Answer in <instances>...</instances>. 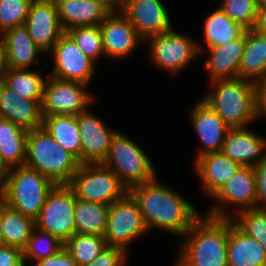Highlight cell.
<instances>
[{
  "label": "cell",
  "instance_id": "1",
  "mask_svg": "<svg viewBox=\"0 0 266 266\" xmlns=\"http://www.w3.org/2000/svg\"><path fill=\"white\" fill-rule=\"evenodd\" d=\"M159 182L156 177L129 192L137 200L148 231L156 228L183 236L201 215L180 193Z\"/></svg>",
  "mask_w": 266,
  "mask_h": 266
},
{
  "label": "cell",
  "instance_id": "2",
  "mask_svg": "<svg viewBox=\"0 0 266 266\" xmlns=\"http://www.w3.org/2000/svg\"><path fill=\"white\" fill-rule=\"evenodd\" d=\"M228 234L229 219L201 215L183 235L174 266H227Z\"/></svg>",
  "mask_w": 266,
  "mask_h": 266
},
{
  "label": "cell",
  "instance_id": "3",
  "mask_svg": "<svg viewBox=\"0 0 266 266\" xmlns=\"http://www.w3.org/2000/svg\"><path fill=\"white\" fill-rule=\"evenodd\" d=\"M212 91L203 99L229 128L248 127L255 122L254 83L242 78L210 82Z\"/></svg>",
  "mask_w": 266,
  "mask_h": 266
},
{
  "label": "cell",
  "instance_id": "4",
  "mask_svg": "<svg viewBox=\"0 0 266 266\" xmlns=\"http://www.w3.org/2000/svg\"><path fill=\"white\" fill-rule=\"evenodd\" d=\"M24 165L47 176L55 184H68L80 162L40 127L28 131Z\"/></svg>",
  "mask_w": 266,
  "mask_h": 266
},
{
  "label": "cell",
  "instance_id": "5",
  "mask_svg": "<svg viewBox=\"0 0 266 266\" xmlns=\"http://www.w3.org/2000/svg\"><path fill=\"white\" fill-rule=\"evenodd\" d=\"M55 185L47 176L23 165L8 170L0 193L8 206L35 220Z\"/></svg>",
  "mask_w": 266,
  "mask_h": 266
},
{
  "label": "cell",
  "instance_id": "6",
  "mask_svg": "<svg viewBox=\"0 0 266 266\" xmlns=\"http://www.w3.org/2000/svg\"><path fill=\"white\" fill-rule=\"evenodd\" d=\"M102 164L112 169L128 190L157 177L146 152L137 142L119 131L113 137L108 155Z\"/></svg>",
  "mask_w": 266,
  "mask_h": 266
},
{
  "label": "cell",
  "instance_id": "7",
  "mask_svg": "<svg viewBox=\"0 0 266 266\" xmlns=\"http://www.w3.org/2000/svg\"><path fill=\"white\" fill-rule=\"evenodd\" d=\"M67 185L76 198L98 204L110 205L129 192L118 175L102 163L80 164Z\"/></svg>",
  "mask_w": 266,
  "mask_h": 266
},
{
  "label": "cell",
  "instance_id": "8",
  "mask_svg": "<svg viewBox=\"0 0 266 266\" xmlns=\"http://www.w3.org/2000/svg\"><path fill=\"white\" fill-rule=\"evenodd\" d=\"M76 196L67 184H56L48 193L35 219V227L65 243L76 233L74 209Z\"/></svg>",
  "mask_w": 266,
  "mask_h": 266
},
{
  "label": "cell",
  "instance_id": "9",
  "mask_svg": "<svg viewBox=\"0 0 266 266\" xmlns=\"http://www.w3.org/2000/svg\"><path fill=\"white\" fill-rule=\"evenodd\" d=\"M144 42L148 44L152 63L170 75H176L200 56L197 41L173 28Z\"/></svg>",
  "mask_w": 266,
  "mask_h": 266
},
{
  "label": "cell",
  "instance_id": "10",
  "mask_svg": "<svg viewBox=\"0 0 266 266\" xmlns=\"http://www.w3.org/2000/svg\"><path fill=\"white\" fill-rule=\"evenodd\" d=\"M216 203L204 215L232 219L233 215L239 212L257 208L256 200V175L253 166H241L235 174L224 183L212 196ZM238 206L234 213L227 206ZM225 206V207H224ZM233 213V214H232ZM232 214V215H231Z\"/></svg>",
  "mask_w": 266,
  "mask_h": 266
},
{
  "label": "cell",
  "instance_id": "11",
  "mask_svg": "<svg viewBox=\"0 0 266 266\" xmlns=\"http://www.w3.org/2000/svg\"><path fill=\"white\" fill-rule=\"evenodd\" d=\"M148 232L137 200L128 192L109 205L104 239L108 247L127 251L129 243Z\"/></svg>",
  "mask_w": 266,
  "mask_h": 266
},
{
  "label": "cell",
  "instance_id": "12",
  "mask_svg": "<svg viewBox=\"0 0 266 266\" xmlns=\"http://www.w3.org/2000/svg\"><path fill=\"white\" fill-rule=\"evenodd\" d=\"M47 76L41 102L43 116H76L87 110L94 100L93 95L86 89L87 84Z\"/></svg>",
  "mask_w": 266,
  "mask_h": 266
},
{
  "label": "cell",
  "instance_id": "13",
  "mask_svg": "<svg viewBox=\"0 0 266 266\" xmlns=\"http://www.w3.org/2000/svg\"><path fill=\"white\" fill-rule=\"evenodd\" d=\"M55 78L90 84L95 73V62L86 56L74 40L64 32L49 52Z\"/></svg>",
  "mask_w": 266,
  "mask_h": 266
},
{
  "label": "cell",
  "instance_id": "14",
  "mask_svg": "<svg viewBox=\"0 0 266 266\" xmlns=\"http://www.w3.org/2000/svg\"><path fill=\"white\" fill-rule=\"evenodd\" d=\"M77 120L81 137V164L103 163L118 131L106 126L88 109L80 112Z\"/></svg>",
  "mask_w": 266,
  "mask_h": 266
},
{
  "label": "cell",
  "instance_id": "15",
  "mask_svg": "<svg viewBox=\"0 0 266 266\" xmlns=\"http://www.w3.org/2000/svg\"><path fill=\"white\" fill-rule=\"evenodd\" d=\"M145 41L172 29L170 15L162 0H127L122 12Z\"/></svg>",
  "mask_w": 266,
  "mask_h": 266
},
{
  "label": "cell",
  "instance_id": "16",
  "mask_svg": "<svg viewBox=\"0 0 266 266\" xmlns=\"http://www.w3.org/2000/svg\"><path fill=\"white\" fill-rule=\"evenodd\" d=\"M105 57L121 59L144 43L129 19L122 13H110L101 23Z\"/></svg>",
  "mask_w": 266,
  "mask_h": 266
},
{
  "label": "cell",
  "instance_id": "17",
  "mask_svg": "<svg viewBox=\"0 0 266 266\" xmlns=\"http://www.w3.org/2000/svg\"><path fill=\"white\" fill-rule=\"evenodd\" d=\"M24 26L36 46L44 53L50 52L64 33L56 3L53 2L32 1Z\"/></svg>",
  "mask_w": 266,
  "mask_h": 266
},
{
  "label": "cell",
  "instance_id": "18",
  "mask_svg": "<svg viewBox=\"0 0 266 266\" xmlns=\"http://www.w3.org/2000/svg\"><path fill=\"white\" fill-rule=\"evenodd\" d=\"M190 117L193 129L203 145L196 153L195 161L203 155L221 152L230 129L224 120L203 99L194 105Z\"/></svg>",
  "mask_w": 266,
  "mask_h": 266
},
{
  "label": "cell",
  "instance_id": "19",
  "mask_svg": "<svg viewBox=\"0 0 266 266\" xmlns=\"http://www.w3.org/2000/svg\"><path fill=\"white\" fill-rule=\"evenodd\" d=\"M245 45V32L236 40L228 41L221 46L203 48L199 42L197 47L200 55L209 53L204 68L209 73L210 82L215 80L238 78L239 64Z\"/></svg>",
  "mask_w": 266,
  "mask_h": 266
},
{
  "label": "cell",
  "instance_id": "20",
  "mask_svg": "<svg viewBox=\"0 0 266 266\" xmlns=\"http://www.w3.org/2000/svg\"><path fill=\"white\" fill-rule=\"evenodd\" d=\"M221 152L241 166L255 167L266 155V138L249 127L230 128Z\"/></svg>",
  "mask_w": 266,
  "mask_h": 266
},
{
  "label": "cell",
  "instance_id": "21",
  "mask_svg": "<svg viewBox=\"0 0 266 266\" xmlns=\"http://www.w3.org/2000/svg\"><path fill=\"white\" fill-rule=\"evenodd\" d=\"M42 100H29L18 96L0 82V105L3 118L29 131L42 127Z\"/></svg>",
  "mask_w": 266,
  "mask_h": 266
},
{
  "label": "cell",
  "instance_id": "22",
  "mask_svg": "<svg viewBox=\"0 0 266 266\" xmlns=\"http://www.w3.org/2000/svg\"><path fill=\"white\" fill-rule=\"evenodd\" d=\"M1 42L7 68L30 69L33 63L38 64L36 57L44 53L36 46L24 25L6 30L1 35Z\"/></svg>",
  "mask_w": 266,
  "mask_h": 266
},
{
  "label": "cell",
  "instance_id": "23",
  "mask_svg": "<svg viewBox=\"0 0 266 266\" xmlns=\"http://www.w3.org/2000/svg\"><path fill=\"white\" fill-rule=\"evenodd\" d=\"M227 266H266V250L229 219Z\"/></svg>",
  "mask_w": 266,
  "mask_h": 266
},
{
  "label": "cell",
  "instance_id": "24",
  "mask_svg": "<svg viewBox=\"0 0 266 266\" xmlns=\"http://www.w3.org/2000/svg\"><path fill=\"white\" fill-rule=\"evenodd\" d=\"M241 165L222 152L210 153L195 161V170L208 196H213L226 183Z\"/></svg>",
  "mask_w": 266,
  "mask_h": 266
},
{
  "label": "cell",
  "instance_id": "25",
  "mask_svg": "<svg viewBox=\"0 0 266 266\" xmlns=\"http://www.w3.org/2000/svg\"><path fill=\"white\" fill-rule=\"evenodd\" d=\"M56 6L64 32L78 26L100 25L110 14L94 0H58Z\"/></svg>",
  "mask_w": 266,
  "mask_h": 266
},
{
  "label": "cell",
  "instance_id": "26",
  "mask_svg": "<svg viewBox=\"0 0 266 266\" xmlns=\"http://www.w3.org/2000/svg\"><path fill=\"white\" fill-rule=\"evenodd\" d=\"M238 78L257 82L266 78V34L245 30V45Z\"/></svg>",
  "mask_w": 266,
  "mask_h": 266
},
{
  "label": "cell",
  "instance_id": "27",
  "mask_svg": "<svg viewBox=\"0 0 266 266\" xmlns=\"http://www.w3.org/2000/svg\"><path fill=\"white\" fill-rule=\"evenodd\" d=\"M42 127L81 164V137L77 115L43 116Z\"/></svg>",
  "mask_w": 266,
  "mask_h": 266
},
{
  "label": "cell",
  "instance_id": "28",
  "mask_svg": "<svg viewBox=\"0 0 266 266\" xmlns=\"http://www.w3.org/2000/svg\"><path fill=\"white\" fill-rule=\"evenodd\" d=\"M28 131L6 118H0V158L10 169L25 164Z\"/></svg>",
  "mask_w": 266,
  "mask_h": 266
},
{
  "label": "cell",
  "instance_id": "29",
  "mask_svg": "<svg viewBox=\"0 0 266 266\" xmlns=\"http://www.w3.org/2000/svg\"><path fill=\"white\" fill-rule=\"evenodd\" d=\"M217 8L203 19L205 38L202 39V42H205L206 48L234 41L245 32V29L228 17L219 6Z\"/></svg>",
  "mask_w": 266,
  "mask_h": 266
},
{
  "label": "cell",
  "instance_id": "30",
  "mask_svg": "<svg viewBox=\"0 0 266 266\" xmlns=\"http://www.w3.org/2000/svg\"><path fill=\"white\" fill-rule=\"evenodd\" d=\"M34 228L35 220L8 206L3 197V245L23 250Z\"/></svg>",
  "mask_w": 266,
  "mask_h": 266
},
{
  "label": "cell",
  "instance_id": "31",
  "mask_svg": "<svg viewBox=\"0 0 266 266\" xmlns=\"http://www.w3.org/2000/svg\"><path fill=\"white\" fill-rule=\"evenodd\" d=\"M109 205L76 198L74 219L76 233L103 236L107 230Z\"/></svg>",
  "mask_w": 266,
  "mask_h": 266
},
{
  "label": "cell",
  "instance_id": "32",
  "mask_svg": "<svg viewBox=\"0 0 266 266\" xmlns=\"http://www.w3.org/2000/svg\"><path fill=\"white\" fill-rule=\"evenodd\" d=\"M46 80L37 70L6 68L2 83L22 98L42 100Z\"/></svg>",
  "mask_w": 266,
  "mask_h": 266
},
{
  "label": "cell",
  "instance_id": "33",
  "mask_svg": "<svg viewBox=\"0 0 266 266\" xmlns=\"http://www.w3.org/2000/svg\"><path fill=\"white\" fill-rule=\"evenodd\" d=\"M103 236L75 233L64 243L65 250L78 266H84L94 260L105 248Z\"/></svg>",
  "mask_w": 266,
  "mask_h": 266
},
{
  "label": "cell",
  "instance_id": "34",
  "mask_svg": "<svg viewBox=\"0 0 266 266\" xmlns=\"http://www.w3.org/2000/svg\"><path fill=\"white\" fill-rule=\"evenodd\" d=\"M64 247V243L50 233L34 228L23 249L25 266L28 260L37 262L56 254Z\"/></svg>",
  "mask_w": 266,
  "mask_h": 266
},
{
  "label": "cell",
  "instance_id": "35",
  "mask_svg": "<svg viewBox=\"0 0 266 266\" xmlns=\"http://www.w3.org/2000/svg\"><path fill=\"white\" fill-rule=\"evenodd\" d=\"M66 33L74 40L80 50L96 62L101 56L105 57L103 36L99 25L78 26Z\"/></svg>",
  "mask_w": 266,
  "mask_h": 266
},
{
  "label": "cell",
  "instance_id": "36",
  "mask_svg": "<svg viewBox=\"0 0 266 266\" xmlns=\"http://www.w3.org/2000/svg\"><path fill=\"white\" fill-rule=\"evenodd\" d=\"M235 215L232 221L266 250V209L254 208Z\"/></svg>",
  "mask_w": 266,
  "mask_h": 266
},
{
  "label": "cell",
  "instance_id": "37",
  "mask_svg": "<svg viewBox=\"0 0 266 266\" xmlns=\"http://www.w3.org/2000/svg\"><path fill=\"white\" fill-rule=\"evenodd\" d=\"M219 8L245 30L254 28L258 12L257 0H222Z\"/></svg>",
  "mask_w": 266,
  "mask_h": 266
},
{
  "label": "cell",
  "instance_id": "38",
  "mask_svg": "<svg viewBox=\"0 0 266 266\" xmlns=\"http://www.w3.org/2000/svg\"><path fill=\"white\" fill-rule=\"evenodd\" d=\"M32 0H0V34L25 24Z\"/></svg>",
  "mask_w": 266,
  "mask_h": 266
},
{
  "label": "cell",
  "instance_id": "39",
  "mask_svg": "<svg viewBox=\"0 0 266 266\" xmlns=\"http://www.w3.org/2000/svg\"><path fill=\"white\" fill-rule=\"evenodd\" d=\"M127 252L117 247H106L94 260L84 266H125Z\"/></svg>",
  "mask_w": 266,
  "mask_h": 266
},
{
  "label": "cell",
  "instance_id": "40",
  "mask_svg": "<svg viewBox=\"0 0 266 266\" xmlns=\"http://www.w3.org/2000/svg\"><path fill=\"white\" fill-rule=\"evenodd\" d=\"M256 175L257 208L266 209V155L254 167Z\"/></svg>",
  "mask_w": 266,
  "mask_h": 266
},
{
  "label": "cell",
  "instance_id": "41",
  "mask_svg": "<svg viewBox=\"0 0 266 266\" xmlns=\"http://www.w3.org/2000/svg\"><path fill=\"white\" fill-rule=\"evenodd\" d=\"M0 266H25L23 250L8 245H0Z\"/></svg>",
  "mask_w": 266,
  "mask_h": 266
},
{
  "label": "cell",
  "instance_id": "42",
  "mask_svg": "<svg viewBox=\"0 0 266 266\" xmlns=\"http://www.w3.org/2000/svg\"><path fill=\"white\" fill-rule=\"evenodd\" d=\"M33 266H78L63 247L59 252L45 259L33 262Z\"/></svg>",
  "mask_w": 266,
  "mask_h": 266
},
{
  "label": "cell",
  "instance_id": "43",
  "mask_svg": "<svg viewBox=\"0 0 266 266\" xmlns=\"http://www.w3.org/2000/svg\"><path fill=\"white\" fill-rule=\"evenodd\" d=\"M256 119L266 118V78L254 83Z\"/></svg>",
  "mask_w": 266,
  "mask_h": 266
},
{
  "label": "cell",
  "instance_id": "44",
  "mask_svg": "<svg viewBox=\"0 0 266 266\" xmlns=\"http://www.w3.org/2000/svg\"><path fill=\"white\" fill-rule=\"evenodd\" d=\"M107 9L110 13L123 12L127 0H94Z\"/></svg>",
  "mask_w": 266,
  "mask_h": 266
},
{
  "label": "cell",
  "instance_id": "45",
  "mask_svg": "<svg viewBox=\"0 0 266 266\" xmlns=\"http://www.w3.org/2000/svg\"><path fill=\"white\" fill-rule=\"evenodd\" d=\"M253 29L259 33L266 34V7H258L257 18Z\"/></svg>",
  "mask_w": 266,
  "mask_h": 266
},
{
  "label": "cell",
  "instance_id": "46",
  "mask_svg": "<svg viewBox=\"0 0 266 266\" xmlns=\"http://www.w3.org/2000/svg\"><path fill=\"white\" fill-rule=\"evenodd\" d=\"M6 61H5V50L2 42L0 41V82H2L5 71H6Z\"/></svg>",
  "mask_w": 266,
  "mask_h": 266
},
{
  "label": "cell",
  "instance_id": "47",
  "mask_svg": "<svg viewBox=\"0 0 266 266\" xmlns=\"http://www.w3.org/2000/svg\"><path fill=\"white\" fill-rule=\"evenodd\" d=\"M8 170L9 169L4 165V163L2 162V160L0 158V191L2 190V188L5 184Z\"/></svg>",
  "mask_w": 266,
  "mask_h": 266
},
{
  "label": "cell",
  "instance_id": "48",
  "mask_svg": "<svg viewBox=\"0 0 266 266\" xmlns=\"http://www.w3.org/2000/svg\"><path fill=\"white\" fill-rule=\"evenodd\" d=\"M2 214H3V195L0 193V245H3Z\"/></svg>",
  "mask_w": 266,
  "mask_h": 266
},
{
  "label": "cell",
  "instance_id": "49",
  "mask_svg": "<svg viewBox=\"0 0 266 266\" xmlns=\"http://www.w3.org/2000/svg\"><path fill=\"white\" fill-rule=\"evenodd\" d=\"M258 7H266V0H257Z\"/></svg>",
  "mask_w": 266,
  "mask_h": 266
},
{
  "label": "cell",
  "instance_id": "50",
  "mask_svg": "<svg viewBox=\"0 0 266 266\" xmlns=\"http://www.w3.org/2000/svg\"><path fill=\"white\" fill-rule=\"evenodd\" d=\"M32 1H37V2H53V3H56L58 0H32Z\"/></svg>",
  "mask_w": 266,
  "mask_h": 266
},
{
  "label": "cell",
  "instance_id": "51",
  "mask_svg": "<svg viewBox=\"0 0 266 266\" xmlns=\"http://www.w3.org/2000/svg\"><path fill=\"white\" fill-rule=\"evenodd\" d=\"M0 118H3V116H2V110H1V105H0Z\"/></svg>",
  "mask_w": 266,
  "mask_h": 266
}]
</instances>
